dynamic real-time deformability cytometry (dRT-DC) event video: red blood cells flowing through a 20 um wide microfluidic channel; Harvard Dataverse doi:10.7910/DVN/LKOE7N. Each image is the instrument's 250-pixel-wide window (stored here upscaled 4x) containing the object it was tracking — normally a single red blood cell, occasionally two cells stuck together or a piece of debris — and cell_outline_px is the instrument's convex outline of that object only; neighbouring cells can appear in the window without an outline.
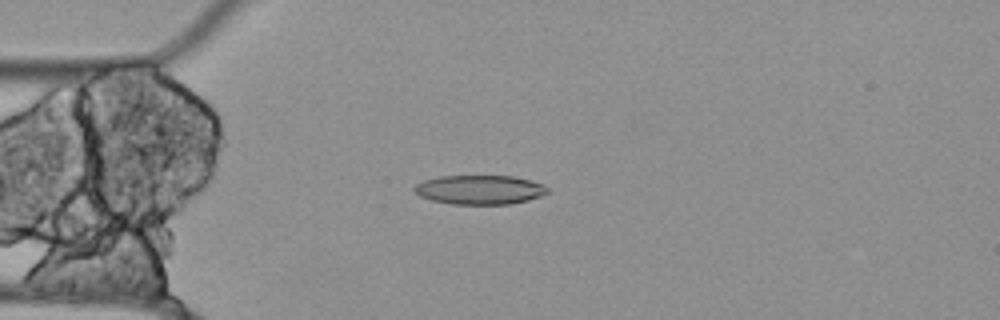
{"species": "Egyptian fruit bat (a non-hibernating species)", "species_latin": "Rousettus aegyptiacus", "temperature_condition": "cold", "stored_images_in_passage": 56, "camera_frame_rate_fps": 3000, "um_per_image_px": 0.085, "animal": {"sex": "female"}, "frame": {"image": 1, "passage_image": 14, "time_ms": 4.333, "image_size_px": [1000, 320], "cell_outline_px": [[548, 192], [540, 196], [528, 200], [512, 204], [452, 204], [432, 200], [420, 196], [412, 188], [416, 184], [424, 180], [440, 176], [512, 176], [544, 184], [548, 188]], "centroid_in_image_um": [40.77, 16.13], "position_along_channel_um": 44.2, "area_um2": 22.6}}
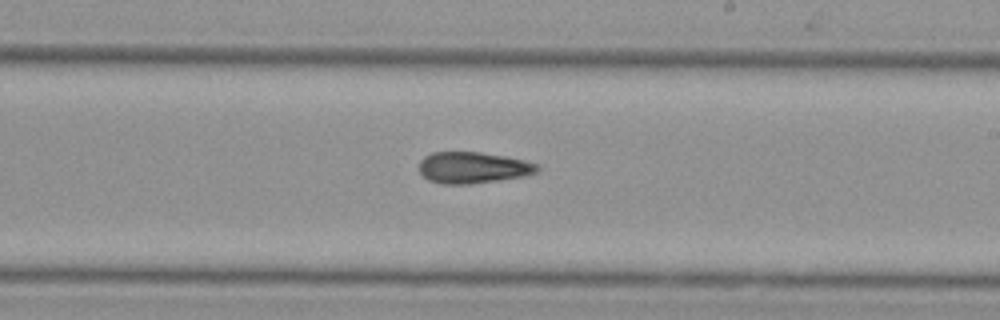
{"frame": {"image": 2, "passage_image": 32, "time_ms": 10.333, "image_size_px": [1000, 320], "cell_outline_px": [[540, 168], [536, 172], [524, 176], [468, 184], [440, 184], [428, 180], [420, 172], [420, 160], [424, 156], [432, 152], [480, 152], [504, 156], [524, 160], [540, 164]], "centroid_in_image_um": [40.19, 14.24], "position_along_channel_um": 248.8, "area_um2": 21.56}}
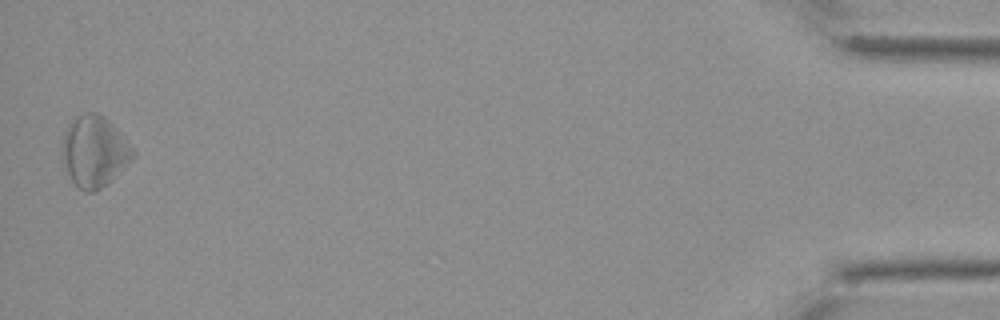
{"frame": {"image": 3, "passage_image": 55, "time_ms": 18.0, "image_size_px": [1000, 320], "cell_outline_px": [[136, 156], [132, 160], [100, 188], [92, 192], [84, 192], [72, 180], [64, 168], [60, 156], [64, 132], [68, 124], [76, 116], [84, 112], [96, 112], [104, 116], [116, 128], [136, 152]], "centroid_in_image_um": [7.98, 12.84], "position_along_channel_um": 427.2, "area_um2": 29.25}}